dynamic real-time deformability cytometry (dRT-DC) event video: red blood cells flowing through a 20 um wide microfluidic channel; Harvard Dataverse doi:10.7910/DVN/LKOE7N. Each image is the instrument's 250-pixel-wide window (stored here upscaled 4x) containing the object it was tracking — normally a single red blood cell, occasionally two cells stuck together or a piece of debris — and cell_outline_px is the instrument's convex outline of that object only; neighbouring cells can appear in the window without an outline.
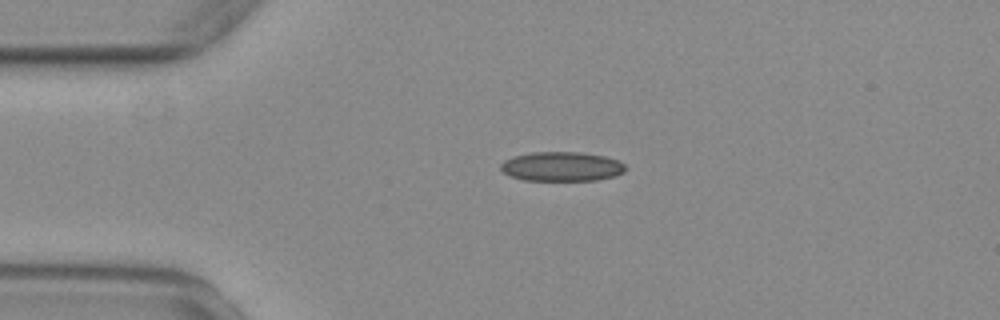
{"species": "common noctule bat (a hibernating species)", "species_latin": "Nyctalus noctula", "temperature_condition": "warm", "stored_images_in_passage": 46, "camera_frame_rate_fps": 3000, "um_per_image_px": 0.085, "animal": {"sex": "female", "body_mass_g": 29.2, "forearm_length_mm": 56.3}, "frame": {"image": 1, "passage_image": 3, "time_ms": 0.667, "image_size_px": [1000, 320], "cell_outline_px": [[628, 168], [624, 172], [616, 176], [596, 180], [524, 180], [508, 176], [500, 168], [500, 164], [504, 160], [512, 156], [532, 152], [580, 152], [604, 156], [616, 160], [624, 164]], "centroid_in_image_um": [47.73, 14.15], "position_along_channel_um": 37.3, "area_um2": 21.5}}
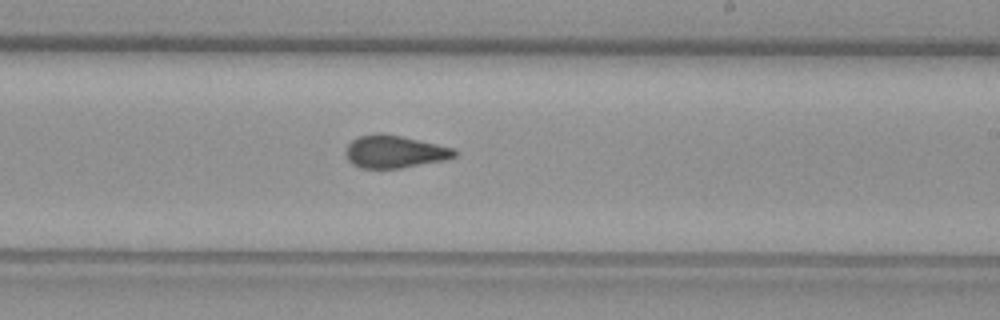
{"frame": {"image": 2, "passage_image": 23, "time_ms": 7.333, "image_size_px": [1000, 320], "cell_outline_px": [[460, 152], [456, 156], [444, 160], [400, 168], [360, 168], [352, 164], [348, 160], [344, 152], [348, 144], [352, 140], [360, 136], [376, 132], [380, 132], [400, 136], [452, 148]], "centroid_in_image_um": [33.5, 12.89], "position_along_channel_um": 255.5, "area_um2": 20.58}}
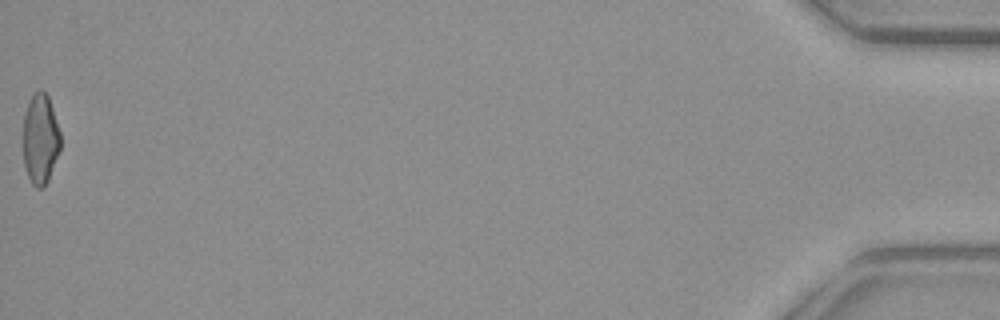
{"frame": {"image": 3, "passage_image": 46, "time_ms": 15.0, "image_size_px": [1000, 320], "cell_outline_px": [[60, 148], [48, 180], [44, 188], [36, 188], [32, 184], [28, 176], [24, 164], [24, 116], [28, 104], [32, 96], [40, 88], [48, 96], [60, 132]], "centroid_in_image_um": [3.43, 11.84], "position_along_channel_um": 431.8, "area_um2": 19.31}, "authors_computed_cell_mechanics": {"area_um2": 20.8369, "velocity_mm_per_s": 3.7267, "shape_relaxation_time_tau1_ms": null, "shape_relaxation_time_tau2_ms": 2.0119, "deformation_change_tau1": null, "deformation_change_tau2": 0.0729}}